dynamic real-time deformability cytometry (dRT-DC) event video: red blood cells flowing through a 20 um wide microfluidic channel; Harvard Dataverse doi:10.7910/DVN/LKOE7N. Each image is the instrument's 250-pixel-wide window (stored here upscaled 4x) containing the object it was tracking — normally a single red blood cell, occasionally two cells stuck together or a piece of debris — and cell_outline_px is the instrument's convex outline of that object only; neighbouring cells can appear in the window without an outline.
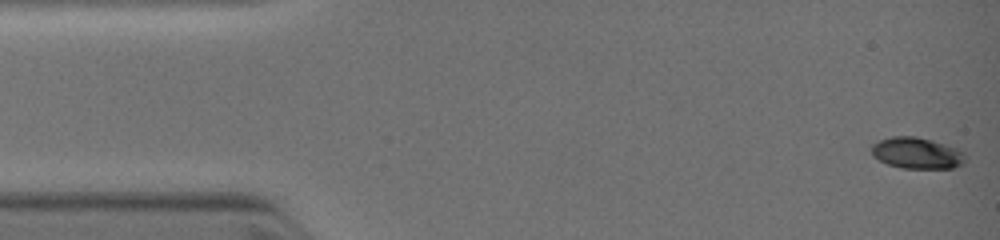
{"species": "common noctule bat (a hibernating species)", "species_latin": "Nyctalus noctula", "temperature_condition": "warm", "stored_images_in_passage": 37, "camera_frame_rate_fps": 3000, "um_per_image_px": 0.085, "animal": {"sex": "female", "body_mass_g": 19.0, "forearm_length_mm": 51.5}, "frame": {"image": 1, "passage_image": 1, "time_ms": 0.0, "image_size_px": [1000, 240], "cell_outline_px": [[968, 160], [964, 164], [952, 168], [900, 168], [888, 164], [872, 156], [872, 144], [880, 140], [892, 136], [912, 136], [944, 144], [956, 148], [964, 152]], "centroid_in_image_um": [77.96, 13.03], "position_along_channel_um": 7.0, "area_um2": 17.05}}
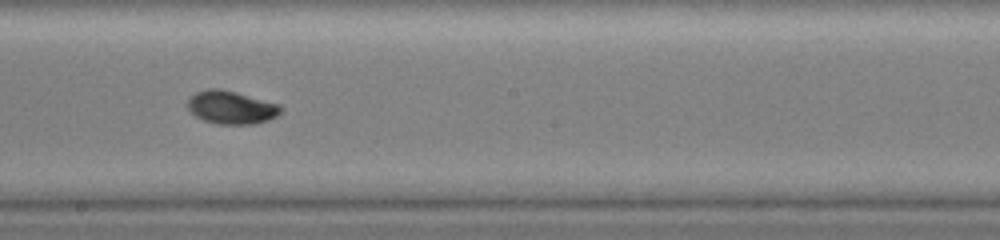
{"frame": {"image": 2, "passage_image": 18, "time_ms": 6.667, "image_size_px": [1000, 240], "cell_outline_px": [[284, 108], [276, 116], [268, 120], [252, 124], [216, 124], [204, 120], [196, 116], [188, 108], [188, 100], [196, 92], [204, 88], [220, 88], [236, 92], [280, 104]], "centroid_in_image_um": [19.67, 9.12], "position_along_channel_um": 228.5, "area_um2": 17.98}}
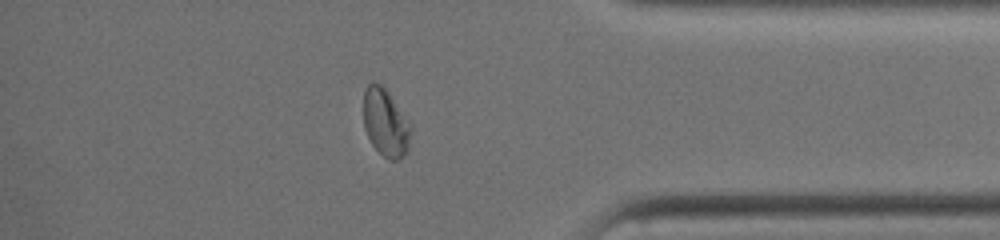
{"frame": {"image": 3, "passage_image": 30, "time_ms": 10.333, "image_size_px": [1000, 240], "cell_outline_px": [[412, 132], [408, 152], [404, 156], [396, 160], [388, 160], [372, 144], [364, 128], [364, 88], [368, 84], [380, 84], [388, 92], [412, 124]], "centroid_in_image_um": [32.81, 10.46], "position_along_channel_um": 402.4, "area_um2": 18.79}}